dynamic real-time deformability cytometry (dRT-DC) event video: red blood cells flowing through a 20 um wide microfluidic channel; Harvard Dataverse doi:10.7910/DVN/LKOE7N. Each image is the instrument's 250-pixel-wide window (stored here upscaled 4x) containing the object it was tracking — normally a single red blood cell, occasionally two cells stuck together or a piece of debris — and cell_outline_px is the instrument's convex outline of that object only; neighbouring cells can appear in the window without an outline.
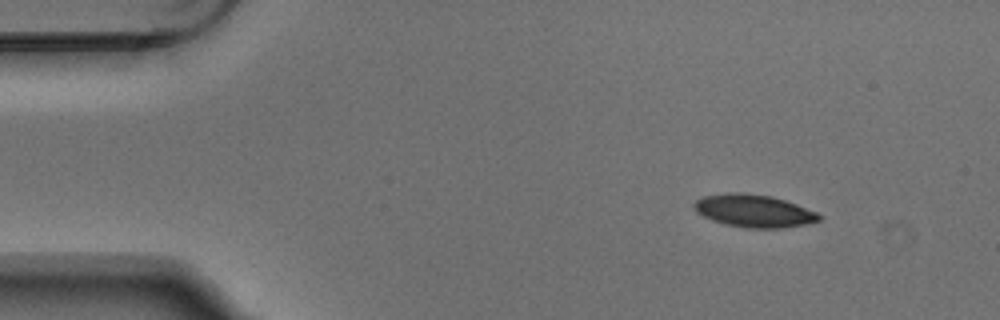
{"species": "Egyptian fruit bat (a non-hibernating species)", "species_latin": "Rousettus aegyptiacus", "temperature_condition": "warm", "stored_images_in_passage": 5, "camera_frame_rate_fps": 3000, "um_per_image_px": 0.085, "animal": {"sex": "male"}, "frame": {"image": 1, "passage_image": 1, "time_ms": 0.0, "image_size_px": [1000, 320], "cell_outline_px": [[824, 216], [820, 220], [808, 224], [780, 228], [748, 228], [724, 224], [712, 220], [696, 212], [692, 204], [696, 200], [704, 196], [724, 192], [744, 192], [772, 196], [796, 204], [816, 212]], "centroid_in_image_um": [64.07, 17.92], "position_along_channel_um": 20.9, "area_um2": 23.99}}
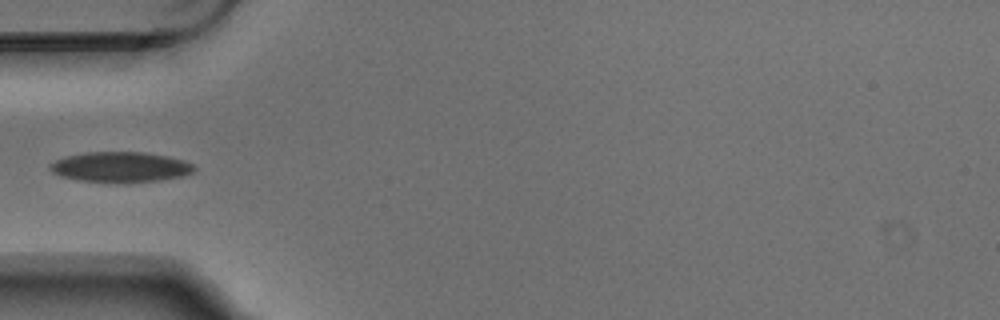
{"frame": {"image": 2, "passage_image": 4, "time_ms": 1.0, "image_size_px": [1000, 320], "cell_outline_px": [[196, 168], [192, 172], [184, 176], [160, 180], [124, 184], [116, 184], [80, 180], [60, 176], [52, 172], [48, 168], [48, 164], [64, 156], [84, 152], [144, 152], [168, 156], [184, 160], [192, 164]], "centroid_in_image_um": [10.22, 14.21], "position_along_channel_um": 74.8, "area_um2": 26.07}}
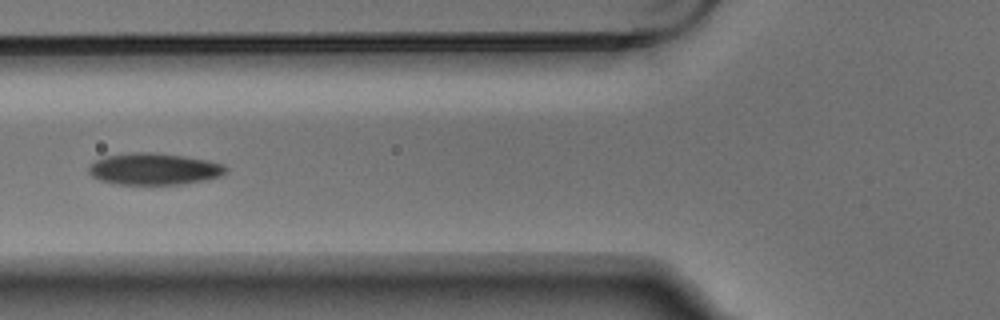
{"frame": {"image": 3, "passage_image": 5, "time_ms": 1.333, "image_size_px": [1000, 320], "cell_outline_px": [[228, 172], [220, 176], [204, 180], [180, 184], [116, 184], [100, 180], [92, 176], [88, 172], [88, 168], [96, 160], [104, 156], [132, 152], [156, 152], [184, 156], [208, 160], [224, 164], [228, 168]], "centroid_in_image_um": [13.11, 14.35], "position_along_channel_um": 112.7, "area_um2": 25.43}}